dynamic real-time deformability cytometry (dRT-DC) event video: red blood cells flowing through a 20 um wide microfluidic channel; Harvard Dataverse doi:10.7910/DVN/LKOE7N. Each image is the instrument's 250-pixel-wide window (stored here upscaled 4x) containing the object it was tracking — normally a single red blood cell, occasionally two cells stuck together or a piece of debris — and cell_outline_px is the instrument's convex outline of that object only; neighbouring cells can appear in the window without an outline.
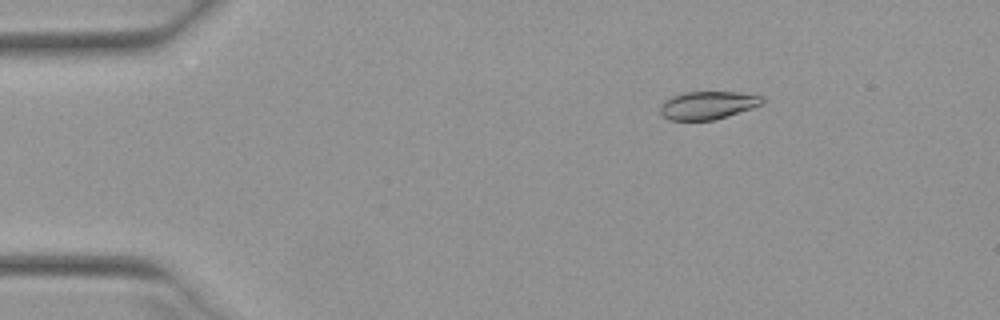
{"species": "Egyptian fruit bat (a non-hibernating species)", "species_latin": "Rousettus aegyptiacus", "temperature_condition": "warm", "stored_images_in_passage": 52, "camera_frame_rate_fps": 3000, "um_per_image_px": 0.085, "animal": {"sex": "female"}, "frame": {"image": 1, "passage_image": 8, "time_ms": 2.333, "image_size_px": [1000, 320], "cell_outline_px": [[764, 104], [716, 120], [668, 120], [660, 112], [660, 104], [664, 100], [672, 96], [684, 92], [740, 92], [764, 96]], "centroid_in_image_um": [60.18, 8.94], "position_along_channel_um": 24.8, "area_um2": 16.88}}
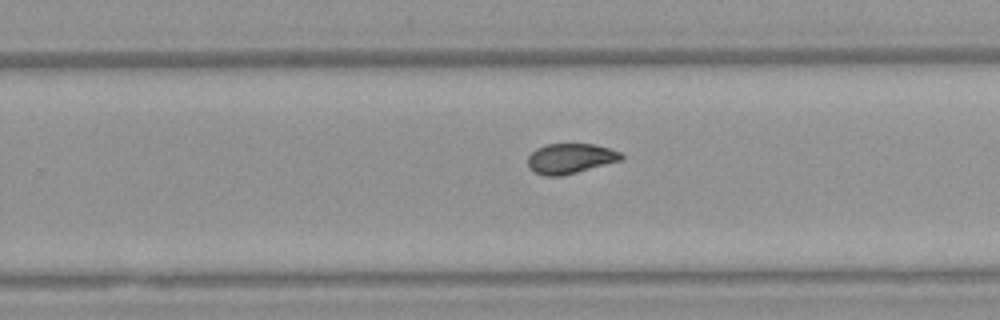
{"frame": {"image": 2, "passage_image": 33, "time_ms": 10.667, "image_size_px": [1000, 320], "cell_outline_px": [[624, 160], [564, 176], [544, 176], [532, 172], [528, 168], [528, 156], [536, 148], [548, 144], [596, 144], [620, 152], [624, 156]], "centroid_in_image_um": [48.49, 13.49], "position_along_channel_um": 281.3, "area_um2": 16.76}}
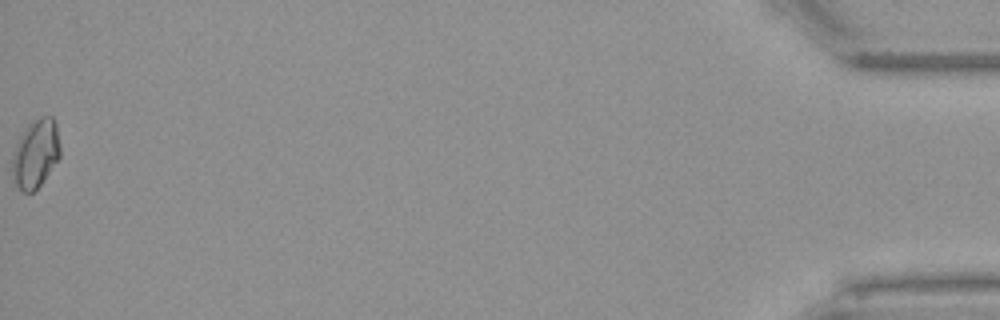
{"frame": {"image": 3, "passage_image": 52, "time_ms": 17.0, "image_size_px": [1000, 320], "cell_outline_px": [[60, 156], [40, 184], [32, 192], [24, 192], [16, 184], [12, 176], [12, 152], [20, 136], [28, 124], [40, 116], [52, 116], [56, 124], [60, 148]], "centroid_in_image_um": [3.01, 13.03], "position_along_channel_um": 432.2, "area_um2": 18.9}, "authors_computed_cell_mechanics": {"area_um2": 17.0221, "velocity_mm_per_s": 3.9728, "shape_relaxation_time_tau1_ms": 4.7178, "shape_relaxation_time_tau2_ms": 1.2992, "deformation_change_tau1": 0.1589, "deformation_change_tau2": 0.0443}}